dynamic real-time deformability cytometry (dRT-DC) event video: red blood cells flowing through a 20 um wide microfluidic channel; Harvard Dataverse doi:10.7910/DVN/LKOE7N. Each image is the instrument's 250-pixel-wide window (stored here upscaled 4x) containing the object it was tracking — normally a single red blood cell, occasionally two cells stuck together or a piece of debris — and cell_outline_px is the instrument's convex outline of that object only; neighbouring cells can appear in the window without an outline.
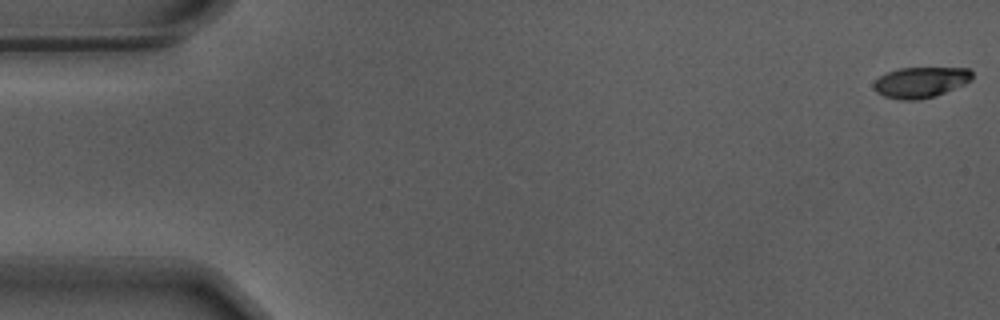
{"species": "Egyptian fruit bat (a non-hibernating species)", "species_latin": "Rousettus aegyptiacus", "temperature_condition": "warm", "stored_images_in_passage": 56, "camera_frame_rate_fps": 3000, "um_per_image_px": 0.085, "animal": {"sex": "male"}, "frame": {"image": 1, "passage_image": 1, "time_ms": 0.0, "image_size_px": [1000, 320], "cell_outline_px": [[972, 80], [964, 84], [936, 96], [916, 100], [900, 100], [884, 96], [876, 92], [872, 88], [872, 84], [880, 76], [888, 72], [900, 68], [968, 68], [972, 72]], "centroid_in_image_um": [78.23, 7.0], "position_along_channel_um": 6.8, "area_um2": 17.63}}
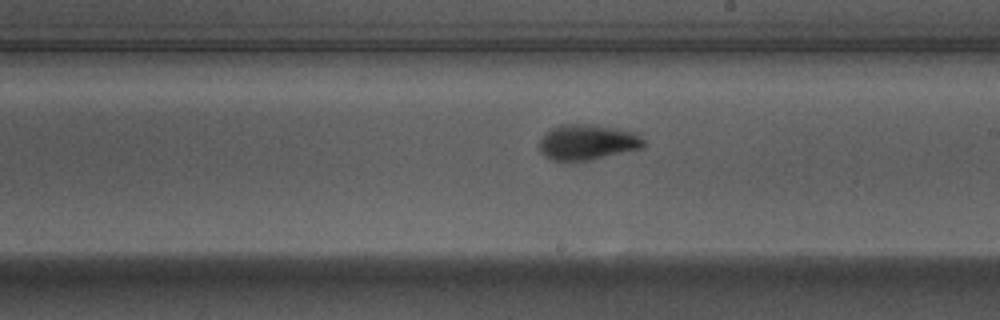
{"frame": {"image": 2, "passage_image": 32, "time_ms": 10.333, "image_size_px": [1000, 320], "cell_outline_px": [[644, 144], [640, 148], [588, 160], [552, 160], [544, 156], [540, 152], [540, 140], [552, 128], [560, 124], [588, 124], [616, 128], [636, 132], [644, 140]], "centroid_in_image_um": [49.92, 12.07], "position_along_channel_um": 239.1, "area_um2": 21.15}}
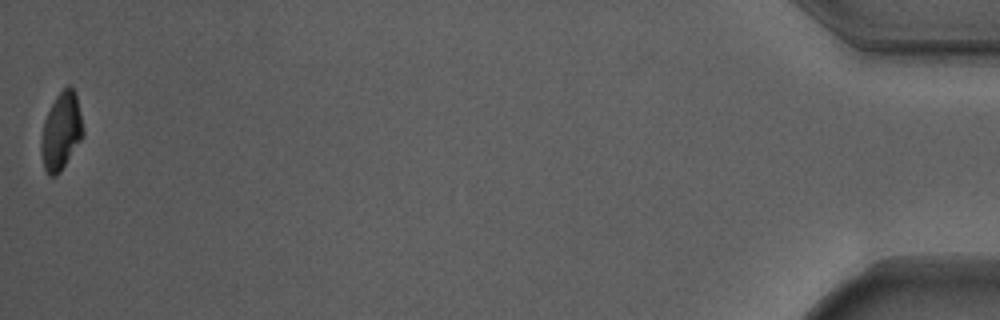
{"frame": {"image": 3, "passage_image": 56, "time_ms": 18.333, "image_size_px": [1000, 320], "cell_outline_px": [[84, 136], [60, 172], [56, 176], [48, 176], [44, 168], [40, 152], [40, 140], [44, 120], [56, 96], [68, 84], [76, 92], [84, 128]], "centroid_in_image_um": [5.2, 11.17], "position_along_channel_um": 430.0, "area_um2": 19.13}, "authors_computed_cell_mechanics": {"area_um2": 19.7676, "velocity_mm_per_s": 3.6818, "shape_relaxation_time_tau1_ms": 2.3279, "shape_relaxation_time_tau2_ms": 1.0386, "deformation_change_tau1": 0.1778, "deformation_change_tau2": 0.0723}}